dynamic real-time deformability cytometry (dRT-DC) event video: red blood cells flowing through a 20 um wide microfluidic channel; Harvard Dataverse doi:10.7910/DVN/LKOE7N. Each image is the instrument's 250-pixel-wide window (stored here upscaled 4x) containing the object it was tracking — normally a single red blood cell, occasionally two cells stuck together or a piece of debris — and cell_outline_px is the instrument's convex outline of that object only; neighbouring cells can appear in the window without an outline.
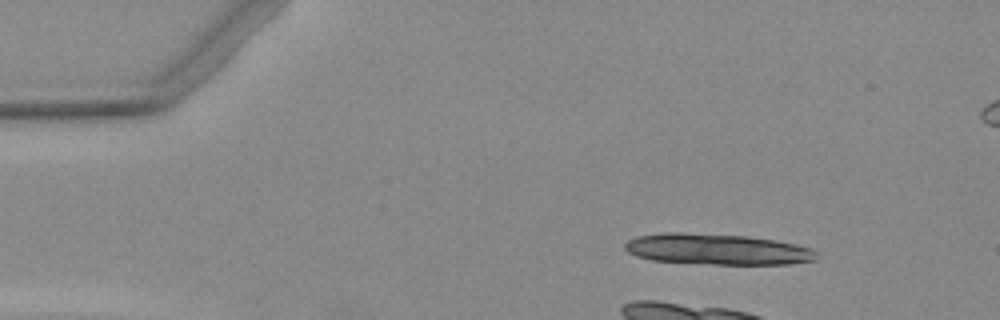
{"species": "Egyptian fruit bat (a non-hibernating species)", "species_latin": "Rousettus aegyptiacus", "temperature_condition": "warm", "stored_images_in_passage": 4, "camera_frame_rate_fps": 3000, "um_per_image_px": 0.085, "animal": {"sex": "female"}, "frame": {"image": 1, "passage_image": 1, "time_ms": 0.0, "image_size_px": [1000, 320], "cell_outline_px": [[820, 256], [816, 260], [788, 264], [716, 264], [652, 260], [636, 256], [628, 252], [624, 248], [624, 244], [628, 240], [636, 236], [664, 232], [680, 232], [748, 236], [796, 244], [812, 248], [820, 252]], "centroid_in_image_um": [60.99, 21.18], "position_along_channel_um": 24.0, "area_um2": 34.68}}